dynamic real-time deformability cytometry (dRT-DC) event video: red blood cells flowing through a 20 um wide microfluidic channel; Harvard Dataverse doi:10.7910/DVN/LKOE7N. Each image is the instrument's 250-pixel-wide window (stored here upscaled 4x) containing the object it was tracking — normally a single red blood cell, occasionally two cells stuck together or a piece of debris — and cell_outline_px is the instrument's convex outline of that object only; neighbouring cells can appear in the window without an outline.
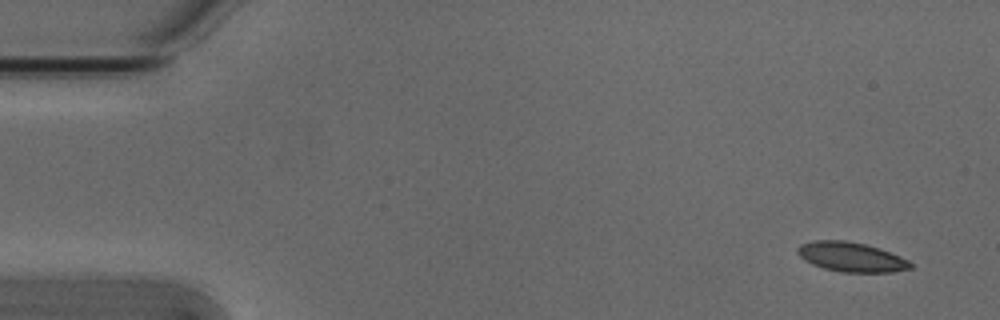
{"species": "Egyptian fruit bat (a non-hibernating species)", "species_latin": "Rousettus aegyptiacus", "temperature_condition": "cold", "stored_images_in_passage": 5, "camera_frame_rate_fps": 3000, "um_per_image_px": 0.085, "animal": {"sex": "male"}, "frame": {"image": 1, "passage_image": 1, "time_ms": 0.0, "image_size_px": [1000, 320], "cell_outline_px": [[912, 268], [892, 272], [840, 272], [824, 268], [812, 264], [804, 260], [796, 252], [796, 248], [800, 244], [812, 240], [844, 240], [864, 244], [880, 248], [900, 256], [908, 260], [912, 264]], "centroid_in_image_um": [72.33, 21.84], "position_along_channel_um": 12.7, "area_um2": 19.54}}
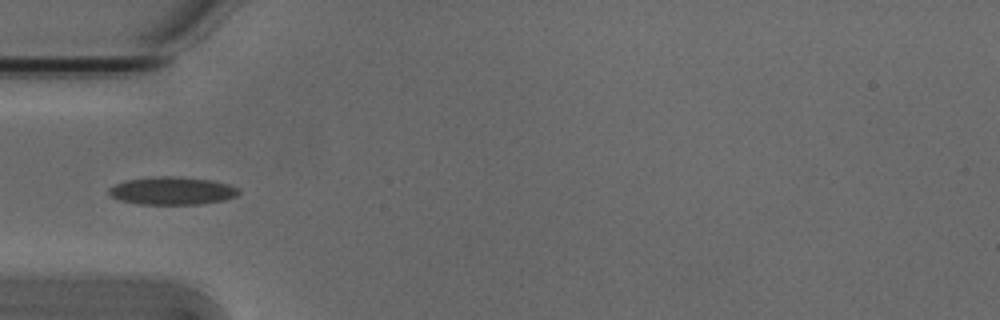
{"frame": {"image": 2, "passage_image": 5, "time_ms": 1.333, "image_size_px": [1000, 320], "cell_outline_px": [[240, 192], [236, 196], [224, 200], [200, 204], [140, 204], [120, 200], [112, 196], [108, 192], [108, 188], [116, 184], [128, 180], [156, 176], [180, 176], [212, 180], [228, 184], [236, 188]], "centroid_in_image_um": [14.64, 16.21], "position_along_channel_um": 70.4, "area_um2": 20.98}}